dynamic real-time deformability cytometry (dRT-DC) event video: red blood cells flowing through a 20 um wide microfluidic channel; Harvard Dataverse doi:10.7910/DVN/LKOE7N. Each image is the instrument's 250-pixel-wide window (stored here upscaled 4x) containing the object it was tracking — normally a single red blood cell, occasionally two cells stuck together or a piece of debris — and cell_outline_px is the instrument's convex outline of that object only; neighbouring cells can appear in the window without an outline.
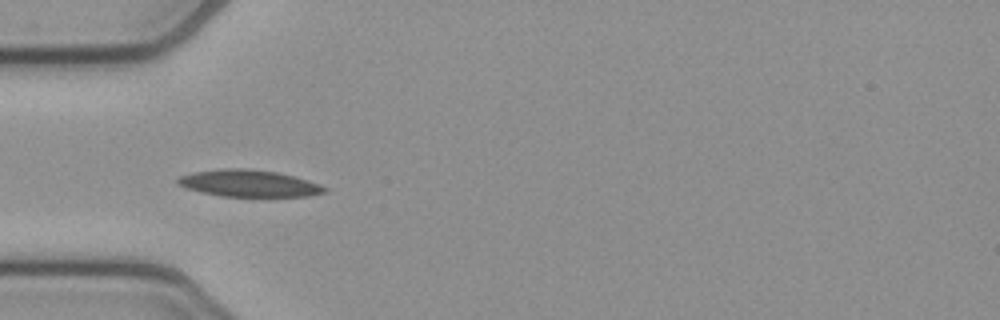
{"species": "common noctule bat (a hibernating species)", "species_latin": "Nyctalus noctula", "temperature_condition": "cold", "stored_images_in_passage": 38, "camera_frame_rate_fps": 3000, "um_per_image_px": 0.085, "animal": {"sex": "female", "body_mass_g": 21.9}, "frame": {"image": 1, "passage_image": 1, "time_ms": 0.0, "image_size_px": [1000, 320], "cell_outline_px": [[328, 192], [308, 196], [220, 196], [200, 192], [176, 184], [176, 180], [180, 176], [192, 172], [224, 168], [248, 168], [276, 172], [308, 180], [320, 184], [328, 188]], "centroid_in_image_um": [21.15, 15.58], "position_along_channel_um": 63.8, "area_um2": 23.0}}
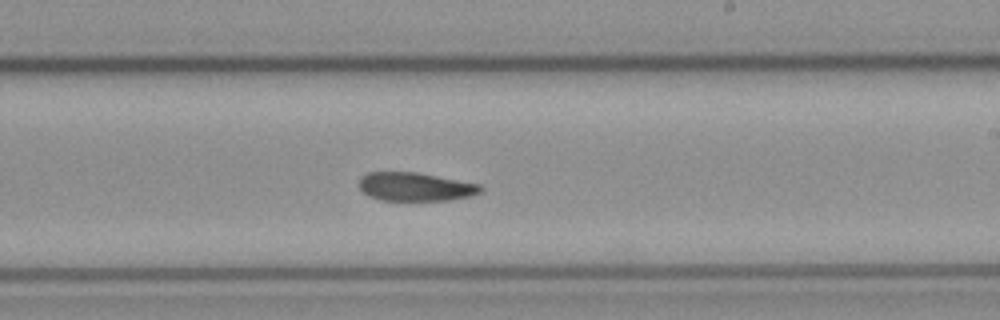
{"frame": {"image": 2, "passage_image": 16, "time_ms": 5.0, "image_size_px": [1000, 320], "cell_outline_px": [[484, 188], [480, 192], [472, 196], [452, 200], [380, 200], [368, 196], [360, 188], [360, 176], [368, 172], [416, 172], [480, 184]], "centroid_in_image_um": [35.31, 15.87], "position_along_channel_um": 253.7, "area_um2": 20.23}}
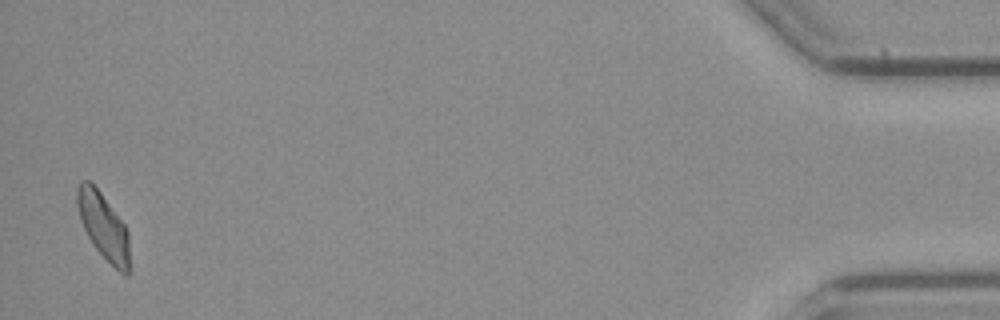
{"frame": {"image": 3, "passage_image": 37, "time_ms": 12.0, "image_size_px": [1000, 320], "cell_outline_px": [[132, 268], [128, 276], [124, 276], [96, 248], [88, 236], [80, 220], [76, 204], [76, 188], [80, 180], [88, 180], [100, 192], [124, 224], [128, 232]], "centroid_in_image_um": [8.82, 19.27], "position_along_channel_um": 426.4, "area_um2": 20.4}, "authors_computed_cell_mechanics": {"area_um2": 21.0681, "velocity_mm_per_s": 3.8064, "shape_relaxation_time_tau1_ms": 4.9915, "shape_relaxation_time_tau2_ms": 5.2771, "deformation_change_tau1": 0.1469, "deformation_change_tau2": 0.119}}